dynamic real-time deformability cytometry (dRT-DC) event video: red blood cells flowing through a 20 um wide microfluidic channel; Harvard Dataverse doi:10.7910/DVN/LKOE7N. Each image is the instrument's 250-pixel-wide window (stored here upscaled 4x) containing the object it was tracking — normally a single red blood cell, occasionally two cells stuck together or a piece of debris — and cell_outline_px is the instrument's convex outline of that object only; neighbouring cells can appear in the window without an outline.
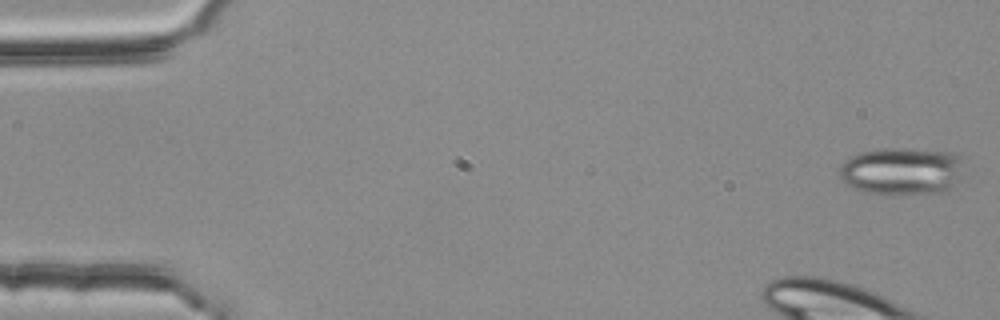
{"species": "common noctule bat (a hibernating species)", "species_latin": "Nyctalus noctula", "temperature_condition": "room temperature", "stored_images_in_passage": 4, "camera_frame_rate_fps": 3000, "um_per_image_px": 0.085, "animal": {"sex": "female", "body_mass_g": 25.1}, "frame": {"image": 1, "passage_image": 1, "time_ms": 0.0, "image_size_px": [1000, 320], "cell_outline_px": [[960, 160], [952, 188], [948, 192], [864, 192], [844, 184], [836, 172], [840, 164], [852, 156], [860, 152], [880, 148], [904, 148], [952, 152], [960, 156]], "centroid_in_image_um": [76.52, 14.5], "position_along_channel_um": 8.5, "area_um2": 33.64}}